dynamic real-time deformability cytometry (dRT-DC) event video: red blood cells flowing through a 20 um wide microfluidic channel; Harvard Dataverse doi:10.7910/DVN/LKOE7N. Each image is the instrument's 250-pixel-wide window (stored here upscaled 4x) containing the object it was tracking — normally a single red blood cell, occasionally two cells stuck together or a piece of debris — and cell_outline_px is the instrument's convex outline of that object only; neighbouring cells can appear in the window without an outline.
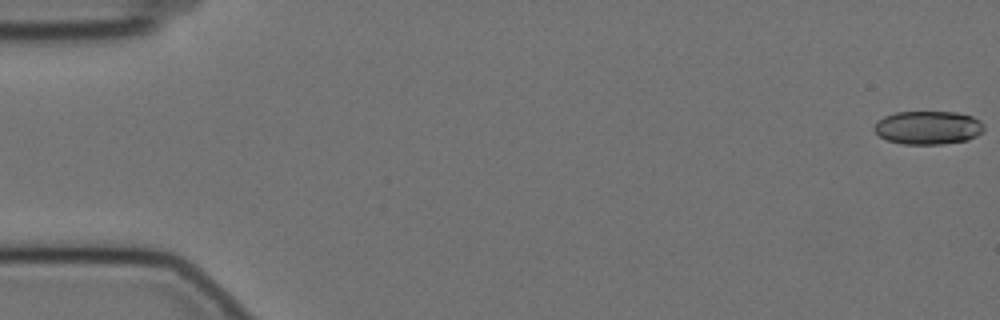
{"species": "Egyptian fruit bat (a non-hibernating species)", "species_latin": "Rousettus aegyptiacus", "temperature_condition": "cold", "stored_images_in_passage": 57, "camera_frame_rate_fps": 3000, "um_per_image_px": 0.085, "animal": {"sex": "female"}, "frame": {"image": 1, "passage_image": 1, "time_ms": 0.0, "image_size_px": [1000, 320], "cell_outline_px": [[984, 132], [968, 140], [944, 144], [904, 144], [888, 140], [880, 136], [872, 128], [884, 116], [896, 112], [956, 112], [972, 116], [980, 120], [984, 124]], "centroid_in_image_um": [78.93, 10.85], "position_along_channel_um": 6.1, "area_um2": 21.44}}
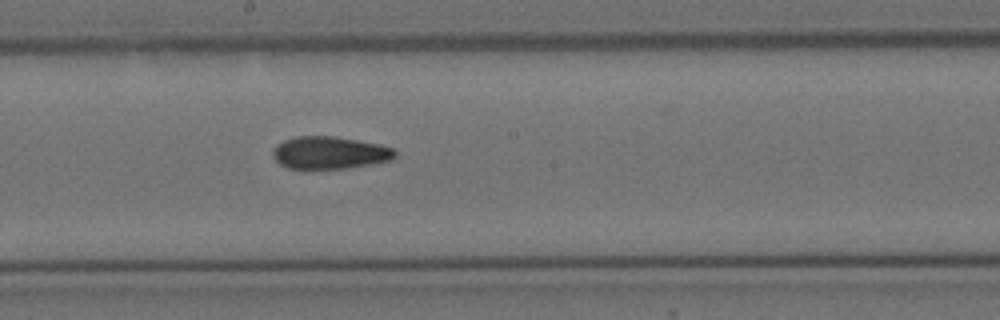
{"frame": {"image": 2, "passage_image": 32, "time_ms": 10.333, "image_size_px": [1000, 320], "cell_outline_px": [[396, 156], [392, 160], [372, 164], [348, 168], [288, 168], [280, 164], [272, 156], [272, 148], [276, 144], [284, 140], [296, 136], [332, 136], [356, 140], [376, 144], [392, 148], [396, 152]], "centroid_in_image_um": [27.99, 12.98], "position_along_channel_um": 220.2, "area_um2": 23.0}}
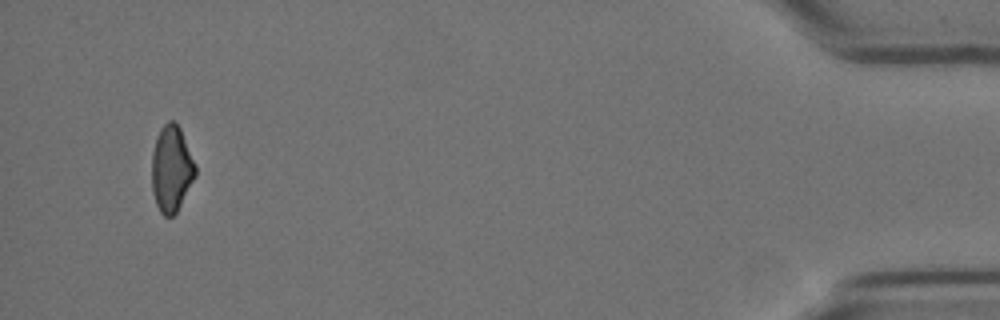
{"frame": {"image": 3, "passage_image": 56, "time_ms": 18.333, "image_size_px": [1000, 320], "cell_outline_px": [[196, 176], [176, 212], [172, 216], [164, 216], [160, 212], [156, 204], [152, 192], [152, 152], [160, 128], [168, 120], [172, 120], [180, 128], [196, 164]], "centroid_in_image_um": [14.57, 14.35], "position_along_channel_um": 420.6, "area_um2": 21.85}}